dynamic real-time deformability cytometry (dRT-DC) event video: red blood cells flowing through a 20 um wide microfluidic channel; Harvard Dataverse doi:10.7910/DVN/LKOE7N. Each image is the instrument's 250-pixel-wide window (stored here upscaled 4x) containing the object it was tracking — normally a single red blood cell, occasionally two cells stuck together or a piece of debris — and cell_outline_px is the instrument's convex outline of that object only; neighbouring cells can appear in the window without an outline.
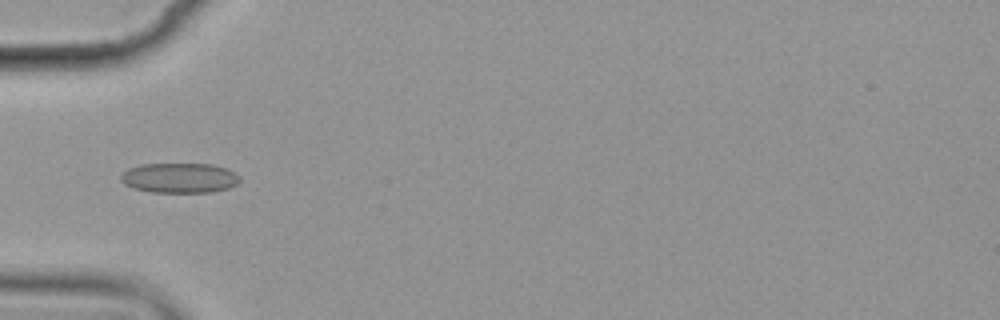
{"species": "common noctule bat (a hibernating species)", "species_latin": "Nyctalus noctula", "temperature_condition": "cold", "stored_images_in_passage": 10, "camera_frame_rate_fps": 3000, "um_per_image_px": 0.085, "animal": {"sex": "female", "body_mass_g": 19.9}, "frame": {"image": 1, "passage_image": 5, "time_ms": 4.667, "image_size_px": [1000, 320], "cell_outline_px": [[240, 180], [236, 184], [228, 188], [212, 192], [152, 192], [132, 188], [124, 184], [120, 180], [120, 176], [128, 168], [140, 164], [212, 164], [228, 168], [236, 172], [240, 176]], "centroid_in_image_um": [15.27, 15.12], "position_along_channel_um": 69.7, "area_um2": 20.98}}
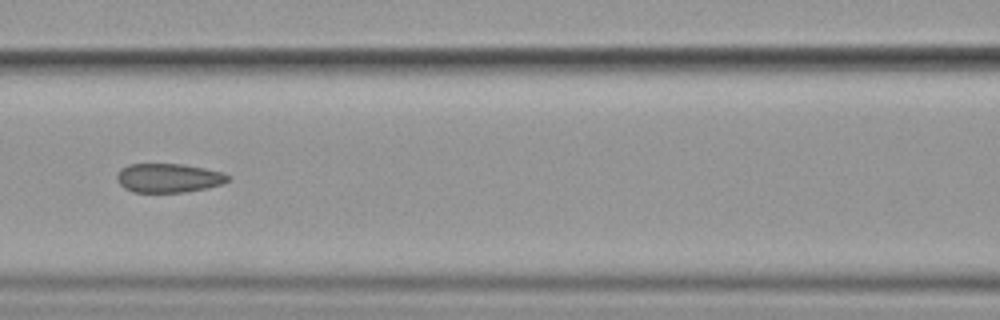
{"frame": {"image": 2, "passage_image": 7, "time_ms": 7.0, "image_size_px": [1000, 320], "cell_outline_px": [[232, 176], [224, 184], [208, 188], [184, 192], [132, 192], [124, 188], [116, 180], [116, 176], [120, 168], [128, 164], [184, 164], [224, 172]], "centroid_in_image_um": [14.34, 15.12], "position_along_channel_um": 152.3, "area_um2": 19.07}}
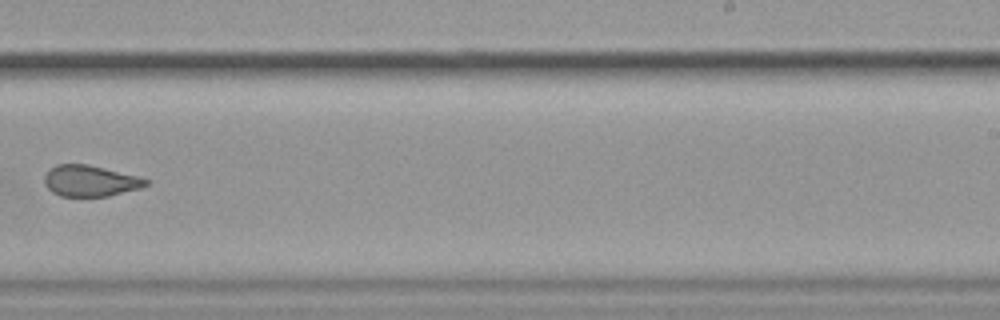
{"frame": {"image": 3, "passage_image": 10, "time_ms": 10.667, "image_size_px": [1000, 320], "cell_outline_px": [[148, 184], [140, 188], [108, 196], [60, 196], [52, 192], [44, 184], [44, 176], [56, 164], [88, 164], [136, 176], [148, 180]], "centroid_in_image_um": [7.63, 15.38], "position_along_channel_um": 281.4, "area_um2": 18.15}}